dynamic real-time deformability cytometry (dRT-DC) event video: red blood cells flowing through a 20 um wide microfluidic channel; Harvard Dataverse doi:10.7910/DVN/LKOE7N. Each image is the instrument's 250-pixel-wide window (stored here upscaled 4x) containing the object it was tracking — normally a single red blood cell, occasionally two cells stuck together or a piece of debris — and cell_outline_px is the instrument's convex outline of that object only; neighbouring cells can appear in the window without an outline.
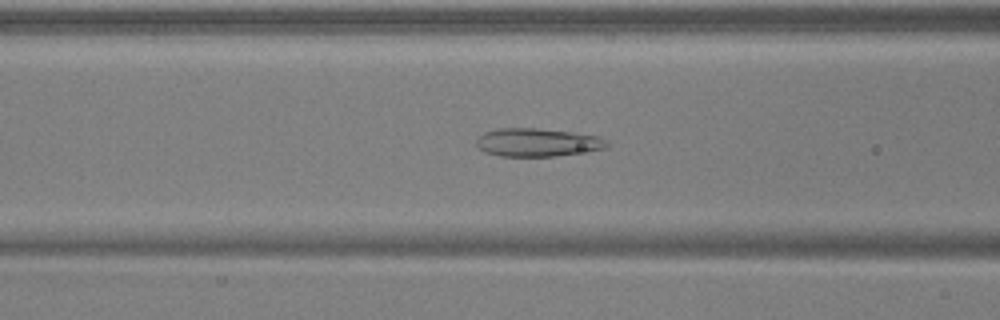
{"species": "common noctule bat (a hibernating species)", "species_latin": "Nyctalus noctula", "temperature_condition": "warm", "stored_images_in_passage": 52, "camera_frame_rate_fps": 3000, "um_per_image_px": 0.085, "animal": {"sex": "male", "body_mass_g": 17.9, "forearm_length_mm": 54.2}, "frame": {"image": 1, "passage_image": 22, "time_ms": 7.0, "image_size_px": [1000, 320], "cell_outline_px": [[608, 144], [604, 148], [556, 156], [500, 156], [484, 152], [476, 144], [476, 140], [484, 132], [496, 128], [536, 128], [576, 132], [600, 136], [608, 140]], "centroid_in_image_um": [45.67, 12.09], "position_along_channel_um": 120.9, "area_um2": 21.5}}
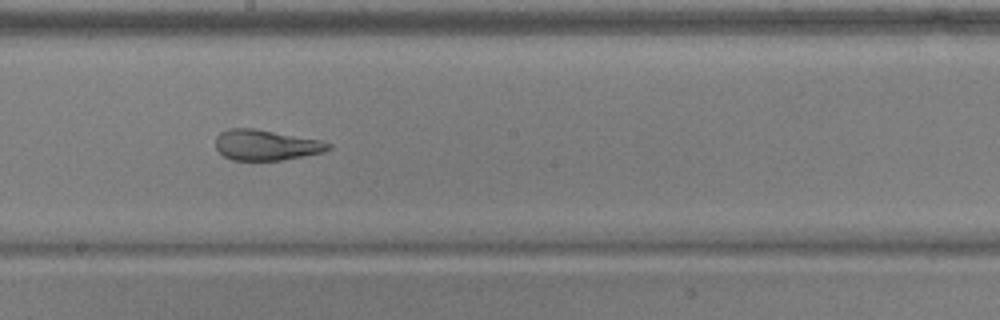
{"frame": {"image": 2, "passage_image": 30, "time_ms": 9.667, "image_size_px": [1000, 320], "cell_outline_px": [[332, 148], [324, 152], [304, 156], [280, 160], [232, 160], [224, 156], [216, 148], [216, 136], [220, 132], [228, 128], [252, 128], [320, 140], [332, 144]], "centroid_in_image_um": [22.61, 12.33], "position_along_channel_um": 225.6, "area_um2": 20.0}}
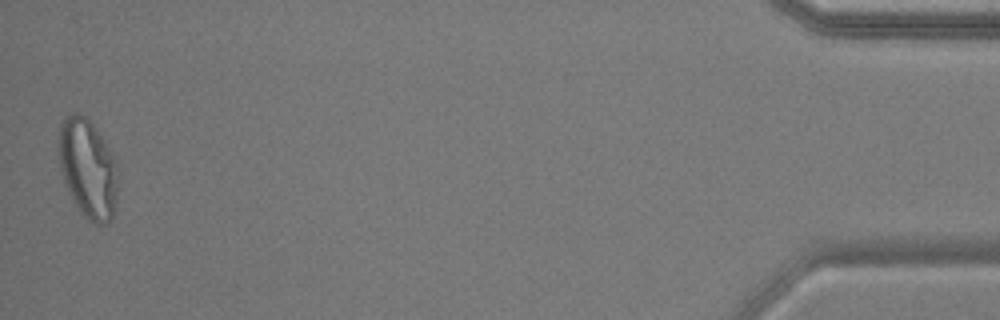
{"frame": {"image": 3, "passage_image": 52, "time_ms": 17.0, "image_size_px": [1000, 320], "cell_outline_px": [[116, 200], [112, 216], [108, 224], [96, 224], [88, 220], [76, 208], [72, 200], [64, 180], [60, 168], [56, 152], [56, 148], [60, 124], [68, 116], [76, 112], [80, 112], [96, 128], [112, 152], [116, 160]], "centroid_in_image_um": [7.43, 14.32], "position_along_channel_um": 427.8, "area_um2": 34.45}, "authors_computed_cell_mechanics": {"area_um2": 24.854, "velocity_mm_per_s": 3.9274, "shape_relaxation_time_tau1_ms": null, "shape_relaxation_time_tau2_ms": 1.0561, "deformation_change_tau1": null, "deformation_change_tau2": 0.0904}}